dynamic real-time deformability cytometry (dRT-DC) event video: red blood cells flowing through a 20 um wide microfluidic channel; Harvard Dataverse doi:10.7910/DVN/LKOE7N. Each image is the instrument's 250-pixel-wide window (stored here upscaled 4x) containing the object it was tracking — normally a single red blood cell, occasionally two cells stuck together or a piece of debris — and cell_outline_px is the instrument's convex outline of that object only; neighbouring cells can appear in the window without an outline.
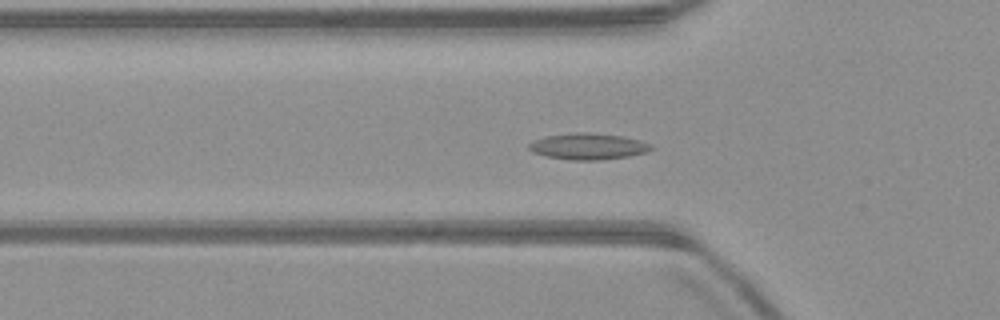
{"species": "common noctule bat (a hibernating species)", "species_latin": "Nyctalus noctula", "temperature_condition": "warm", "stored_images_in_passage": 53, "camera_frame_rate_fps": 3000, "um_per_image_px": 0.085, "animal": {"sex": "male", "body_mass_g": 23.1, "forearm_length_mm": 52.7}, "frame": {"image": 1, "passage_image": 17, "time_ms": 5.333, "image_size_px": [1000, 320], "cell_outline_px": [[652, 148], [648, 152], [628, 156], [600, 160], [572, 160], [548, 156], [532, 152], [528, 148], [528, 144], [532, 140], [544, 136], [572, 132], [592, 132], [624, 136], [640, 140], [652, 144]], "centroid_in_image_um": [49.98, 12.42], "position_along_channel_um": 75.8, "area_um2": 18.96}}
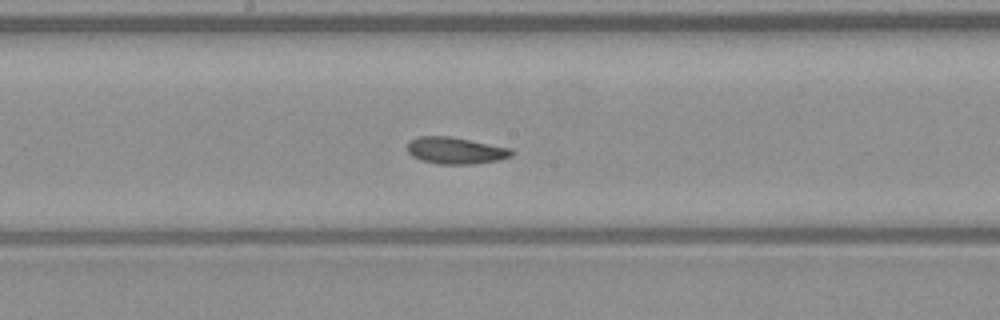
{"frame": {"image": 2, "passage_image": 27, "time_ms": 8.667, "image_size_px": [1000, 320], "cell_outline_px": [[516, 152], [512, 156], [496, 160], [476, 164], [436, 164], [420, 160], [412, 156], [408, 152], [408, 140], [416, 136], [452, 136], [512, 148]], "centroid_in_image_um": [38.73, 12.79], "position_along_channel_um": 209.5, "area_um2": 16.59}}
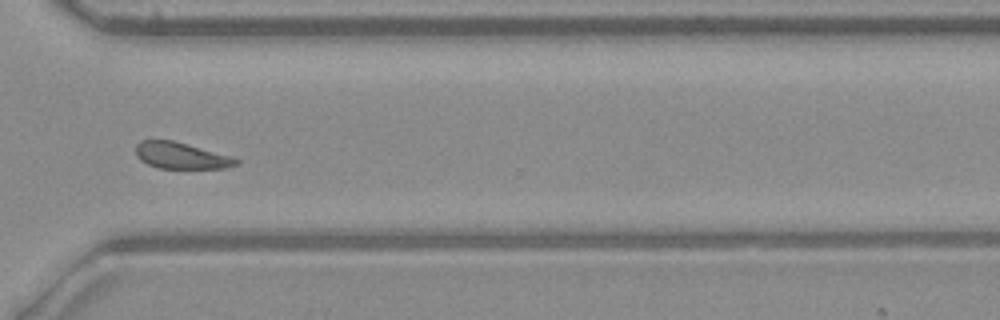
{"frame": {"image": 3, "passage_image": 38, "time_ms": 12.333, "image_size_px": [1000, 320], "cell_outline_px": [[240, 164], [228, 168], [156, 168], [140, 160], [136, 156], [136, 144], [140, 140], [172, 140], [188, 144], [232, 156], [240, 160]], "centroid_in_image_um": [15.41, 13.23], "position_along_channel_um": 355.2, "area_um2": 15.61}, "authors_computed_cell_mechanics": {"area_um2": 16.6464, "velocity_mm_per_s": 3.976, "shape_relaxation_time_tau1_ms": null, "shape_relaxation_time_tau2_ms": 5.649, "deformation_change_tau1": null, "deformation_change_tau2": 0.1427}}